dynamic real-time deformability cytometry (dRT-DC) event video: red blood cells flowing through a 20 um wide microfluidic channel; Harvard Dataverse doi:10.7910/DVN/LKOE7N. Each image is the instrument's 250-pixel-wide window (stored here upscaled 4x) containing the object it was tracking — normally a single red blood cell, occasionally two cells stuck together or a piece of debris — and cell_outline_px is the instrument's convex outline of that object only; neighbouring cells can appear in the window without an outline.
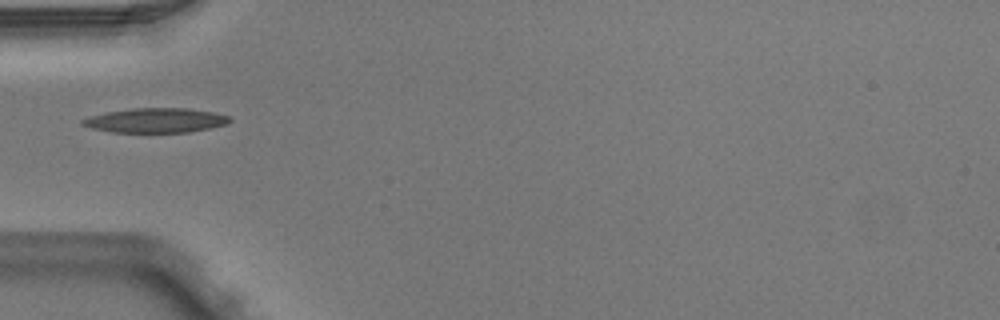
{"species": "Egyptian fruit bat (a non-hibernating species)", "species_latin": "Rousettus aegyptiacus", "temperature_condition": "warm", "stored_images_in_passage": 2, "camera_frame_rate_fps": 3000, "um_per_image_px": 0.085, "animal": {"sex": "male"}, "frame": {"image": 1, "passage_image": 2, "time_ms": 0.333, "image_size_px": [1000, 320], "cell_outline_px": [[232, 120], [228, 124], [188, 132], [112, 132], [92, 128], [80, 124], [80, 120], [88, 116], [108, 112], [132, 108], [188, 108], [216, 112], [228, 116]], "centroid_in_image_um": [13.24, 10.22], "position_along_channel_um": 71.8, "area_um2": 21.1}}